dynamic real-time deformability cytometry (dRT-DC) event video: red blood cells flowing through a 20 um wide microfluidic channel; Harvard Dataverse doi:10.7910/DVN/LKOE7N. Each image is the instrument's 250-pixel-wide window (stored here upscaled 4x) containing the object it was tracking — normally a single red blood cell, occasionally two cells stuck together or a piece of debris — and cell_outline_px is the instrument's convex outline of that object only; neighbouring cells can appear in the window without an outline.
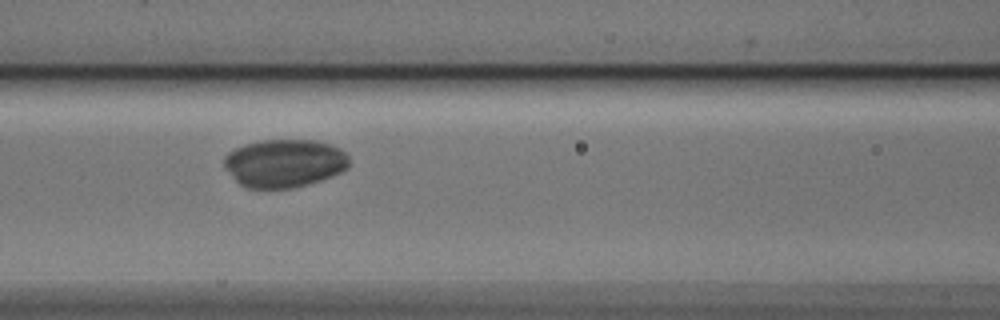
{"species": "Egyptian fruit bat (a non-hibernating species)", "species_latin": "Rousettus aegyptiacus", "temperature_condition": "cold", "stored_images_in_passage": 22, "camera_frame_rate_fps": 3000, "um_per_image_px": 0.085, "animal": {"sex": "male"}, "frame": {"image": 1, "passage_image": 10, "time_ms": 3.0, "image_size_px": [1000, 320], "cell_outline_px": [[348, 168], [332, 176], [308, 184], [292, 188], [244, 188], [224, 168], [224, 156], [228, 152], [244, 144], [264, 140], [316, 140], [340, 148], [348, 156]], "centroid_in_image_um": [24.15, 13.87], "position_along_channel_um": 142.4, "area_um2": 35.08}}
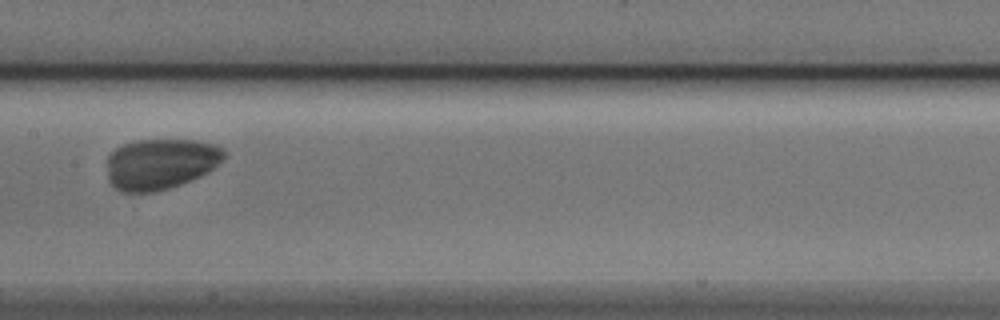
{"frame": {"image": 2, "passage_image": 14, "time_ms": 4.333, "image_size_px": [1000, 320], "cell_outline_px": [[228, 156], [224, 160], [208, 172], [200, 176], [180, 184], [156, 192], [120, 192], [108, 180], [108, 156], [116, 148], [132, 140], [196, 140], [216, 144], [224, 148]], "centroid_in_image_um": [13.69, 13.91], "position_along_channel_um": 193.7, "area_um2": 34.97}}
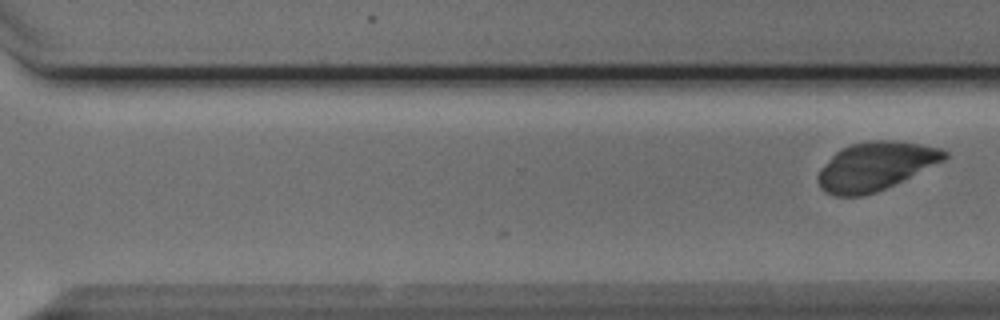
{"frame": {"image": 3, "passage_image": 22, "time_ms": 7.0, "image_size_px": [1000, 320], "cell_outline_px": [[948, 156], [944, 160], [876, 192], [860, 196], [836, 196], [820, 188], [816, 180], [816, 176], [820, 168], [840, 148], [848, 144], [868, 140], [888, 140], [920, 144], [940, 148], [948, 152]], "centroid_in_image_um": [74.36, 14.11], "position_along_channel_um": 296.2, "area_um2": 35.37}}